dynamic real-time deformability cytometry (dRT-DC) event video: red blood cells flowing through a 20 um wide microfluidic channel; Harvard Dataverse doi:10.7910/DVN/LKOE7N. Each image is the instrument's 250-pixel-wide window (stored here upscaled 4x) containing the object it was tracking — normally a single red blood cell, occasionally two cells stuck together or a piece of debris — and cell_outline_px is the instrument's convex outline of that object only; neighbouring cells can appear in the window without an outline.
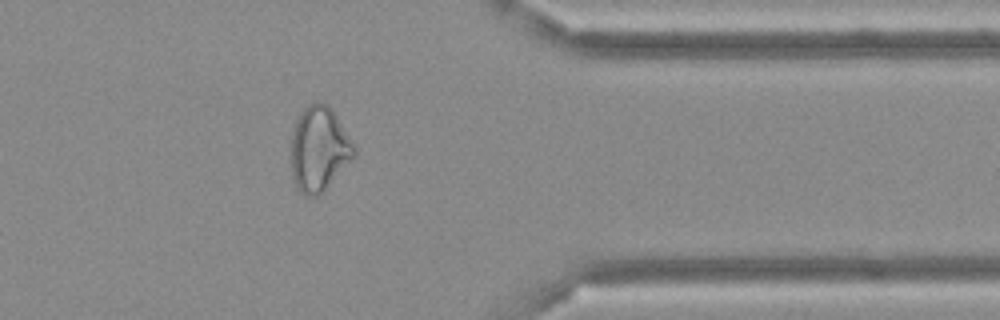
{"species": "Egyptian fruit bat (a non-hibernating species)", "species_latin": "Rousettus aegyptiacus", "temperature_condition": "cold", "stored_images_in_passage": 34, "camera_frame_rate_fps": 3000, "um_per_image_px": 0.085, "frame": {"image": 1, "passage_image": 25, "time_ms": 8.0, "image_size_px": [1000, 320], "cell_outline_px": [[356, 156], [316, 196], [304, 196], [296, 188], [292, 176], [292, 132], [296, 120], [304, 108], [308, 104], [316, 100], [320, 100], [328, 104], [332, 108], [356, 148]], "centroid_in_image_um": [27.12, 12.61], "position_along_channel_um": 384.3, "area_um2": 30.98}}